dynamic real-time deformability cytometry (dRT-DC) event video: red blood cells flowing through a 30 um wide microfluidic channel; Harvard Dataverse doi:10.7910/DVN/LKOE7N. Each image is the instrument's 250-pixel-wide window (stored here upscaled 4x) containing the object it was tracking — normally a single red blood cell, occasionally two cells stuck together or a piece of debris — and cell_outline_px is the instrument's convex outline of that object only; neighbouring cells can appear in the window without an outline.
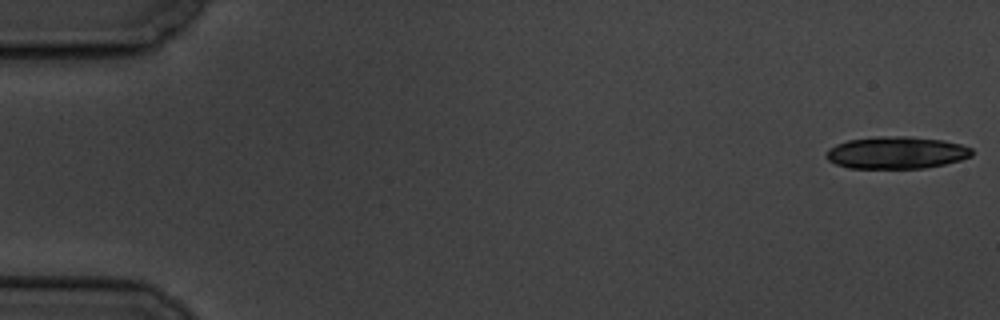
{"species": "common noctule bat (a hibernating species)", "species_latin": "Nyctalus noctula", "temperature_condition": "cold", "stored_images_in_passage": 7, "camera_frame_rate_fps": 3000, "um_per_image_px": 0.085, "animal": {"sex": "male", "body_mass_g": 19.5, "forearm_length_mm": 54.6}, "frame": {"image": 1, "passage_image": 1, "time_ms": 0.0, "image_size_px": [1000, 320], "cell_outline_px": [[972, 156], [960, 160], [944, 164], [924, 168], [848, 168], [836, 164], [828, 160], [824, 156], [828, 148], [836, 144], [848, 140], [876, 136], [908, 136], [944, 140], [960, 144], [972, 148]], "centroid_in_image_um": [76.17, 12.97], "position_along_channel_um": 8.8, "area_um2": 27.51}}